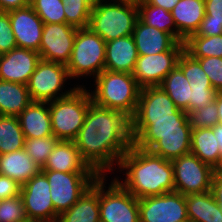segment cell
<instances>
[{
	"label": "cell",
	"instance_id": "obj_54",
	"mask_svg": "<svg viewBox=\"0 0 222 222\" xmlns=\"http://www.w3.org/2000/svg\"><path fill=\"white\" fill-rule=\"evenodd\" d=\"M178 222H191L189 220H181V221H178Z\"/></svg>",
	"mask_w": 222,
	"mask_h": 222
},
{
	"label": "cell",
	"instance_id": "obj_51",
	"mask_svg": "<svg viewBox=\"0 0 222 222\" xmlns=\"http://www.w3.org/2000/svg\"><path fill=\"white\" fill-rule=\"evenodd\" d=\"M91 8L97 7L100 3L106 0H84Z\"/></svg>",
	"mask_w": 222,
	"mask_h": 222
},
{
	"label": "cell",
	"instance_id": "obj_6",
	"mask_svg": "<svg viewBox=\"0 0 222 222\" xmlns=\"http://www.w3.org/2000/svg\"><path fill=\"white\" fill-rule=\"evenodd\" d=\"M79 85L71 94L49 102L53 135L58 140L74 141L92 103L89 90Z\"/></svg>",
	"mask_w": 222,
	"mask_h": 222
},
{
	"label": "cell",
	"instance_id": "obj_27",
	"mask_svg": "<svg viewBox=\"0 0 222 222\" xmlns=\"http://www.w3.org/2000/svg\"><path fill=\"white\" fill-rule=\"evenodd\" d=\"M31 102L27 85L0 80V115L17 117Z\"/></svg>",
	"mask_w": 222,
	"mask_h": 222
},
{
	"label": "cell",
	"instance_id": "obj_29",
	"mask_svg": "<svg viewBox=\"0 0 222 222\" xmlns=\"http://www.w3.org/2000/svg\"><path fill=\"white\" fill-rule=\"evenodd\" d=\"M159 87L167 93L178 109L189 112L192 90L190 82L178 66L167 74Z\"/></svg>",
	"mask_w": 222,
	"mask_h": 222
},
{
	"label": "cell",
	"instance_id": "obj_42",
	"mask_svg": "<svg viewBox=\"0 0 222 222\" xmlns=\"http://www.w3.org/2000/svg\"><path fill=\"white\" fill-rule=\"evenodd\" d=\"M216 93V90H192L189 112L211 103Z\"/></svg>",
	"mask_w": 222,
	"mask_h": 222
},
{
	"label": "cell",
	"instance_id": "obj_31",
	"mask_svg": "<svg viewBox=\"0 0 222 222\" xmlns=\"http://www.w3.org/2000/svg\"><path fill=\"white\" fill-rule=\"evenodd\" d=\"M25 137L18 117L0 115V155L24 149Z\"/></svg>",
	"mask_w": 222,
	"mask_h": 222
},
{
	"label": "cell",
	"instance_id": "obj_8",
	"mask_svg": "<svg viewBox=\"0 0 222 222\" xmlns=\"http://www.w3.org/2000/svg\"><path fill=\"white\" fill-rule=\"evenodd\" d=\"M50 185L51 200L58 215L69 210L99 177L96 172L41 170Z\"/></svg>",
	"mask_w": 222,
	"mask_h": 222
},
{
	"label": "cell",
	"instance_id": "obj_49",
	"mask_svg": "<svg viewBox=\"0 0 222 222\" xmlns=\"http://www.w3.org/2000/svg\"><path fill=\"white\" fill-rule=\"evenodd\" d=\"M214 100L217 102L218 106L219 124H222V92H217Z\"/></svg>",
	"mask_w": 222,
	"mask_h": 222
},
{
	"label": "cell",
	"instance_id": "obj_36",
	"mask_svg": "<svg viewBox=\"0 0 222 222\" xmlns=\"http://www.w3.org/2000/svg\"><path fill=\"white\" fill-rule=\"evenodd\" d=\"M66 24L88 28L91 7L84 0H63Z\"/></svg>",
	"mask_w": 222,
	"mask_h": 222
},
{
	"label": "cell",
	"instance_id": "obj_39",
	"mask_svg": "<svg viewBox=\"0 0 222 222\" xmlns=\"http://www.w3.org/2000/svg\"><path fill=\"white\" fill-rule=\"evenodd\" d=\"M194 59L200 62L201 68L207 74L212 87L217 92H222V58L212 56Z\"/></svg>",
	"mask_w": 222,
	"mask_h": 222
},
{
	"label": "cell",
	"instance_id": "obj_38",
	"mask_svg": "<svg viewBox=\"0 0 222 222\" xmlns=\"http://www.w3.org/2000/svg\"><path fill=\"white\" fill-rule=\"evenodd\" d=\"M27 218L22 197L0 200V222H23Z\"/></svg>",
	"mask_w": 222,
	"mask_h": 222
},
{
	"label": "cell",
	"instance_id": "obj_47",
	"mask_svg": "<svg viewBox=\"0 0 222 222\" xmlns=\"http://www.w3.org/2000/svg\"><path fill=\"white\" fill-rule=\"evenodd\" d=\"M148 4L152 6H157L165 9L166 11L171 12L175 5L180 1V0H145Z\"/></svg>",
	"mask_w": 222,
	"mask_h": 222
},
{
	"label": "cell",
	"instance_id": "obj_53",
	"mask_svg": "<svg viewBox=\"0 0 222 222\" xmlns=\"http://www.w3.org/2000/svg\"><path fill=\"white\" fill-rule=\"evenodd\" d=\"M123 1H131V2L138 3V2H140L141 0H123Z\"/></svg>",
	"mask_w": 222,
	"mask_h": 222
},
{
	"label": "cell",
	"instance_id": "obj_24",
	"mask_svg": "<svg viewBox=\"0 0 222 222\" xmlns=\"http://www.w3.org/2000/svg\"><path fill=\"white\" fill-rule=\"evenodd\" d=\"M99 177L79 200L58 216L57 222H100Z\"/></svg>",
	"mask_w": 222,
	"mask_h": 222
},
{
	"label": "cell",
	"instance_id": "obj_41",
	"mask_svg": "<svg viewBox=\"0 0 222 222\" xmlns=\"http://www.w3.org/2000/svg\"><path fill=\"white\" fill-rule=\"evenodd\" d=\"M195 34L198 36H215L222 34V18L204 16Z\"/></svg>",
	"mask_w": 222,
	"mask_h": 222
},
{
	"label": "cell",
	"instance_id": "obj_15",
	"mask_svg": "<svg viewBox=\"0 0 222 222\" xmlns=\"http://www.w3.org/2000/svg\"><path fill=\"white\" fill-rule=\"evenodd\" d=\"M77 30L76 27L66 23L44 24L38 51L41 59L67 65Z\"/></svg>",
	"mask_w": 222,
	"mask_h": 222
},
{
	"label": "cell",
	"instance_id": "obj_40",
	"mask_svg": "<svg viewBox=\"0 0 222 222\" xmlns=\"http://www.w3.org/2000/svg\"><path fill=\"white\" fill-rule=\"evenodd\" d=\"M17 47L12 32L9 13L0 11V53H6Z\"/></svg>",
	"mask_w": 222,
	"mask_h": 222
},
{
	"label": "cell",
	"instance_id": "obj_43",
	"mask_svg": "<svg viewBox=\"0 0 222 222\" xmlns=\"http://www.w3.org/2000/svg\"><path fill=\"white\" fill-rule=\"evenodd\" d=\"M21 185L15 180L0 174V200L20 195Z\"/></svg>",
	"mask_w": 222,
	"mask_h": 222
},
{
	"label": "cell",
	"instance_id": "obj_46",
	"mask_svg": "<svg viewBox=\"0 0 222 222\" xmlns=\"http://www.w3.org/2000/svg\"><path fill=\"white\" fill-rule=\"evenodd\" d=\"M211 192L219 206L222 208V178H213Z\"/></svg>",
	"mask_w": 222,
	"mask_h": 222
},
{
	"label": "cell",
	"instance_id": "obj_26",
	"mask_svg": "<svg viewBox=\"0 0 222 222\" xmlns=\"http://www.w3.org/2000/svg\"><path fill=\"white\" fill-rule=\"evenodd\" d=\"M187 216L191 222H222V208L210 191L185 195Z\"/></svg>",
	"mask_w": 222,
	"mask_h": 222
},
{
	"label": "cell",
	"instance_id": "obj_33",
	"mask_svg": "<svg viewBox=\"0 0 222 222\" xmlns=\"http://www.w3.org/2000/svg\"><path fill=\"white\" fill-rule=\"evenodd\" d=\"M177 66L182 70L190 82L191 90H215L207 74L201 68L200 62L194 59L185 50L180 55Z\"/></svg>",
	"mask_w": 222,
	"mask_h": 222
},
{
	"label": "cell",
	"instance_id": "obj_25",
	"mask_svg": "<svg viewBox=\"0 0 222 222\" xmlns=\"http://www.w3.org/2000/svg\"><path fill=\"white\" fill-rule=\"evenodd\" d=\"M40 171L41 168L25 149L0 155V174L15 180L21 186Z\"/></svg>",
	"mask_w": 222,
	"mask_h": 222
},
{
	"label": "cell",
	"instance_id": "obj_50",
	"mask_svg": "<svg viewBox=\"0 0 222 222\" xmlns=\"http://www.w3.org/2000/svg\"><path fill=\"white\" fill-rule=\"evenodd\" d=\"M213 178H222V154L217 164L213 167Z\"/></svg>",
	"mask_w": 222,
	"mask_h": 222
},
{
	"label": "cell",
	"instance_id": "obj_20",
	"mask_svg": "<svg viewBox=\"0 0 222 222\" xmlns=\"http://www.w3.org/2000/svg\"><path fill=\"white\" fill-rule=\"evenodd\" d=\"M138 57V51L132 35L106 42V70L132 74Z\"/></svg>",
	"mask_w": 222,
	"mask_h": 222
},
{
	"label": "cell",
	"instance_id": "obj_7",
	"mask_svg": "<svg viewBox=\"0 0 222 222\" xmlns=\"http://www.w3.org/2000/svg\"><path fill=\"white\" fill-rule=\"evenodd\" d=\"M106 42L89 28L77 30L69 62L70 78L97 77L105 70Z\"/></svg>",
	"mask_w": 222,
	"mask_h": 222
},
{
	"label": "cell",
	"instance_id": "obj_1",
	"mask_svg": "<svg viewBox=\"0 0 222 222\" xmlns=\"http://www.w3.org/2000/svg\"><path fill=\"white\" fill-rule=\"evenodd\" d=\"M74 142L88 166L99 176H107L133 145L131 118L92 102Z\"/></svg>",
	"mask_w": 222,
	"mask_h": 222
},
{
	"label": "cell",
	"instance_id": "obj_19",
	"mask_svg": "<svg viewBox=\"0 0 222 222\" xmlns=\"http://www.w3.org/2000/svg\"><path fill=\"white\" fill-rule=\"evenodd\" d=\"M139 56L153 55L171 50L178 41L169 33L148 26L139 18L132 34Z\"/></svg>",
	"mask_w": 222,
	"mask_h": 222
},
{
	"label": "cell",
	"instance_id": "obj_22",
	"mask_svg": "<svg viewBox=\"0 0 222 222\" xmlns=\"http://www.w3.org/2000/svg\"><path fill=\"white\" fill-rule=\"evenodd\" d=\"M41 170L95 172L82 159L74 141L59 140Z\"/></svg>",
	"mask_w": 222,
	"mask_h": 222
},
{
	"label": "cell",
	"instance_id": "obj_34",
	"mask_svg": "<svg viewBox=\"0 0 222 222\" xmlns=\"http://www.w3.org/2000/svg\"><path fill=\"white\" fill-rule=\"evenodd\" d=\"M58 141L54 135L25 139L24 149L32 160L42 169Z\"/></svg>",
	"mask_w": 222,
	"mask_h": 222
},
{
	"label": "cell",
	"instance_id": "obj_12",
	"mask_svg": "<svg viewBox=\"0 0 222 222\" xmlns=\"http://www.w3.org/2000/svg\"><path fill=\"white\" fill-rule=\"evenodd\" d=\"M184 50L185 44L178 42L171 50L139 56L132 76L141 88L159 86L167 74L177 66L180 55Z\"/></svg>",
	"mask_w": 222,
	"mask_h": 222
},
{
	"label": "cell",
	"instance_id": "obj_52",
	"mask_svg": "<svg viewBox=\"0 0 222 222\" xmlns=\"http://www.w3.org/2000/svg\"><path fill=\"white\" fill-rule=\"evenodd\" d=\"M23 222H42L40 220H32V219H26L25 221Z\"/></svg>",
	"mask_w": 222,
	"mask_h": 222
},
{
	"label": "cell",
	"instance_id": "obj_16",
	"mask_svg": "<svg viewBox=\"0 0 222 222\" xmlns=\"http://www.w3.org/2000/svg\"><path fill=\"white\" fill-rule=\"evenodd\" d=\"M17 47L39 51L44 23L29 4L8 11Z\"/></svg>",
	"mask_w": 222,
	"mask_h": 222
},
{
	"label": "cell",
	"instance_id": "obj_21",
	"mask_svg": "<svg viewBox=\"0 0 222 222\" xmlns=\"http://www.w3.org/2000/svg\"><path fill=\"white\" fill-rule=\"evenodd\" d=\"M176 29L177 41L185 42L196 33L205 16V2L202 0H180L171 11Z\"/></svg>",
	"mask_w": 222,
	"mask_h": 222
},
{
	"label": "cell",
	"instance_id": "obj_2",
	"mask_svg": "<svg viewBox=\"0 0 222 222\" xmlns=\"http://www.w3.org/2000/svg\"><path fill=\"white\" fill-rule=\"evenodd\" d=\"M188 114L178 109L173 117L131 118L133 145L173 160L191 153Z\"/></svg>",
	"mask_w": 222,
	"mask_h": 222
},
{
	"label": "cell",
	"instance_id": "obj_23",
	"mask_svg": "<svg viewBox=\"0 0 222 222\" xmlns=\"http://www.w3.org/2000/svg\"><path fill=\"white\" fill-rule=\"evenodd\" d=\"M17 117L25 139L53 135L49 102H31Z\"/></svg>",
	"mask_w": 222,
	"mask_h": 222
},
{
	"label": "cell",
	"instance_id": "obj_17",
	"mask_svg": "<svg viewBox=\"0 0 222 222\" xmlns=\"http://www.w3.org/2000/svg\"><path fill=\"white\" fill-rule=\"evenodd\" d=\"M40 60L38 52L20 47L3 53L0 56V80L27 85Z\"/></svg>",
	"mask_w": 222,
	"mask_h": 222
},
{
	"label": "cell",
	"instance_id": "obj_9",
	"mask_svg": "<svg viewBox=\"0 0 222 222\" xmlns=\"http://www.w3.org/2000/svg\"><path fill=\"white\" fill-rule=\"evenodd\" d=\"M105 177L99 176L100 222H139V199L115 179L105 189Z\"/></svg>",
	"mask_w": 222,
	"mask_h": 222
},
{
	"label": "cell",
	"instance_id": "obj_37",
	"mask_svg": "<svg viewBox=\"0 0 222 222\" xmlns=\"http://www.w3.org/2000/svg\"><path fill=\"white\" fill-rule=\"evenodd\" d=\"M217 102L213 100L211 103L188 112V120L192 129L213 128L219 124Z\"/></svg>",
	"mask_w": 222,
	"mask_h": 222
},
{
	"label": "cell",
	"instance_id": "obj_44",
	"mask_svg": "<svg viewBox=\"0 0 222 222\" xmlns=\"http://www.w3.org/2000/svg\"><path fill=\"white\" fill-rule=\"evenodd\" d=\"M205 16L222 18V0H205Z\"/></svg>",
	"mask_w": 222,
	"mask_h": 222
},
{
	"label": "cell",
	"instance_id": "obj_4",
	"mask_svg": "<svg viewBox=\"0 0 222 222\" xmlns=\"http://www.w3.org/2000/svg\"><path fill=\"white\" fill-rule=\"evenodd\" d=\"M95 89L89 90L92 102L100 107L135 114L141 87L130 73L103 70L94 78Z\"/></svg>",
	"mask_w": 222,
	"mask_h": 222
},
{
	"label": "cell",
	"instance_id": "obj_18",
	"mask_svg": "<svg viewBox=\"0 0 222 222\" xmlns=\"http://www.w3.org/2000/svg\"><path fill=\"white\" fill-rule=\"evenodd\" d=\"M178 110L167 93L159 86L141 88L135 114L132 118L173 117Z\"/></svg>",
	"mask_w": 222,
	"mask_h": 222
},
{
	"label": "cell",
	"instance_id": "obj_45",
	"mask_svg": "<svg viewBox=\"0 0 222 222\" xmlns=\"http://www.w3.org/2000/svg\"><path fill=\"white\" fill-rule=\"evenodd\" d=\"M30 0H0V11H11L18 8L26 7Z\"/></svg>",
	"mask_w": 222,
	"mask_h": 222
},
{
	"label": "cell",
	"instance_id": "obj_48",
	"mask_svg": "<svg viewBox=\"0 0 222 222\" xmlns=\"http://www.w3.org/2000/svg\"><path fill=\"white\" fill-rule=\"evenodd\" d=\"M213 131H214V136L216 137L218 141V145L220 147L221 154H222V124L215 125L213 127Z\"/></svg>",
	"mask_w": 222,
	"mask_h": 222
},
{
	"label": "cell",
	"instance_id": "obj_13",
	"mask_svg": "<svg viewBox=\"0 0 222 222\" xmlns=\"http://www.w3.org/2000/svg\"><path fill=\"white\" fill-rule=\"evenodd\" d=\"M188 220L185 195L168 192L139 198V222H178Z\"/></svg>",
	"mask_w": 222,
	"mask_h": 222
},
{
	"label": "cell",
	"instance_id": "obj_5",
	"mask_svg": "<svg viewBox=\"0 0 222 222\" xmlns=\"http://www.w3.org/2000/svg\"><path fill=\"white\" fill-rule=\"evenodd\" d=\"M137 19V3L108 0L91 9L88 28L109 42L132 35Z\"/></svg>",
	"mask_w": 222,
	"mask_h": 222
},
{
	"label": "cell",
	"instance_id": "obj_14",
	"mask_svg": "<svg viewBox=\"0 0 222 222\" xmlns=\"http://www.w3.org/2000/svg\"><path fill=\"white\" fill-rule=\"evenodd\" d=\"M20 196L28 219L57 222L59 215L50 197V185L41 171L21 186Z\"/></svg>",
	"mask_w": 222,
	"mask_h": 222
},
{
	"label": "cell",
	"instance_id": "obj_35",
	"mask_svg": "<svg viewBox=\"0 0 222 222\" xmlns=\"http://www.w3.org/2000/svg\"><path fill=\"white\" fill-rule=\"evenodd\" d=\"M30 5L44 24L66 23L63 0H30Z\"/></svg>",
	"mask_w": 222,
	"mask_h": 222
},
{
	"label": "cell",
	"instance_id": "obj_10",
	"mask_svg": "<svg viewBox=\"0 0 222 222\" xmlns=\"http://www.w3.org/2000/svg\"><path fill=\"white\" fill-rule=\"evenodd\" d=\"M68 79L71 80L66 65L41 59L27 83L32 102H51L71 94L78 85L61 92Z\"/></svg>",
	"mask_w": 222,
	"mask_h": 222
},
{
	"label": "cell",
	"instance_id": "obj_28",
	"mask_svg": "<svg viewBox=\"0 0 222 222\" xmlns=\"http://www.w3.org/2000/svg\"><path fill=\"white\" fill-rule=\"evenodd\" d=\"M191 153L212 168L221 155L213 128H198L191 131Z\"/></svg>",
	"mask_w": 222,
	"mask_h": 222
},
{
	"label": "cell",
	"instance_id": "obj_11",
	"mask_svg": "<svg viewBox=\"0 0 222 222\" xmlns=\"http://www.w3.org/2000/svg\"><path fill=\"white\" fill-rule=\"evenodd\" d=\"M174 191L183 195L210 191L213 168L189 153L172 160Z\"/></svg>",
	"mask_w": 222,
	"mask_h": 222
},
{
	"label": "cell",
	"instance_id": "obj_30",
	"mask_svg": "<svg viewBox=\"0 0 222 222\" xmlns=\"http://www.w3.org/2000/svg\"><path fill=\"white\" fill-rule=\"evenodd\" d=\"M138 18L148 26L171 34L177 40V29L171 12L148 4L145 0L137 3Z\"/></svg>",
	"mask_w": 222,
	"mask_h": 222
},
{
	"label": "cell",
	"instance_id": "obj_3",
	"mask_svg": "<svg viewBox=\"0 0 222 222\" xmlns=\"http://www.w3.org/2000/svg\"><path fill=\"white\" fill-rule=\"evenodd\" d=\"M118 168L126 177L115 180L136 198L174 192V173L171 160L132 145L121 157Z\"/></svg>",
	"mask_w": 222,
	"mask_h": 222
},
{
	"label": "cell",
	"instance_id": "obj_32",
	"mask_svg": "<svg viewBox=\"0 0 222 222\" xmlns=\"http://www.w3.org/2000/svg\"><path fill=\"white\" fill-rule=\"evenodd\" d=\"M185 51L193 58L221 57L222 34L215 36L190 35L184 42Z\"/></svg>",
	"mask_w": 222,
	"mask_h": 222
}]
</instances>
